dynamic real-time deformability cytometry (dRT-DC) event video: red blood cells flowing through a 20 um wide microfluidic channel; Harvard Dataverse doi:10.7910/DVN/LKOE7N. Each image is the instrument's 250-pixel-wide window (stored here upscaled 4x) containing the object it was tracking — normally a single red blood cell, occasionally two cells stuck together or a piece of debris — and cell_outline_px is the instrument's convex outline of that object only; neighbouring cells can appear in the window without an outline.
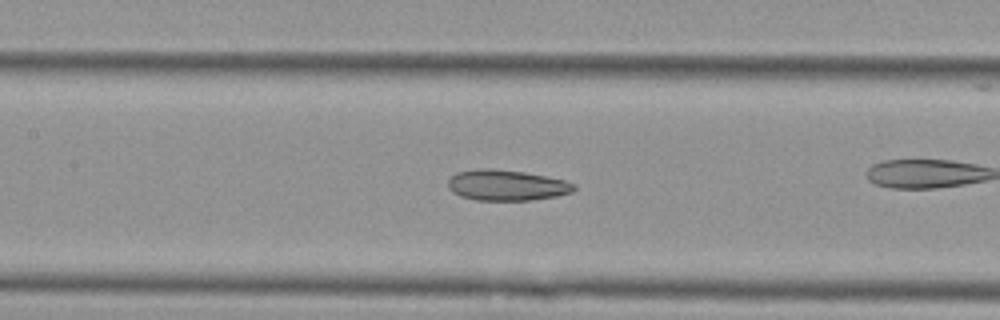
{"species": "Egyptian fruit bat (a non-hibernating species)", "species_latin": "Rousettus aegyptiacus", "temperature_condition": "cold", "stored_images_in_passage": 41, "camera_frame_rate_fps": 3000, "um_per_image_px": 0.085, "animal": {"sex": "female"}, "frame": {"image": 1, "passage_image": 24, "time_ms": 7.667, "image_size_px": [1000, 320], "cell_outline_px": [[576, 188], [572, 192], [556, 196], [532, 200], [476, 200], [460, 196], [452, 192], [448, 188], [448, 180], [456, 172], [480, 168], [492, 168], [524, 172], [564, 180], [576, 184]], "centroid_in_image_um": [43.04, 15.74], "position_along_channel_um": 164.4, "area_um2": 22.6}}
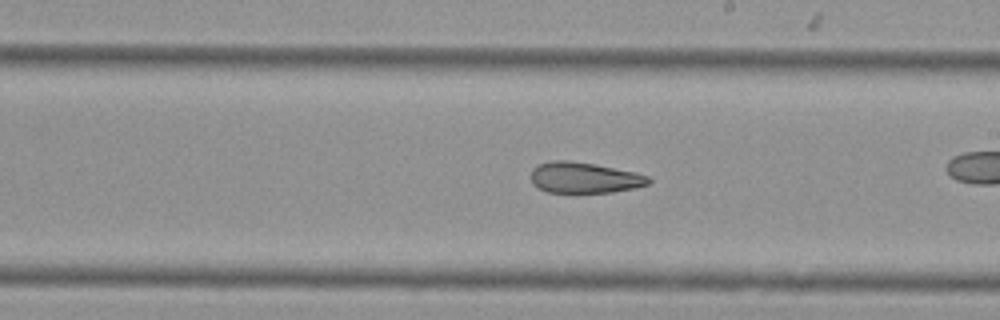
{"frame": {"image": 2, "passage_image": 30, "time_ms": 9.667, "image_size_px": [1000, 320], "cell_outline_px": [[652, 180], [648, 184], [636, 188], [612, 192], [544, 192], [536, 188], [532, 184], [532, 168], [540, 164], [552, 160], [568, 160], [596, 164], [636, 172], [648, 176]], "centroid_in_image_um": [49.67, 15.1], "position_along_channel_um": 239.3, "area_um2": 21.33}}